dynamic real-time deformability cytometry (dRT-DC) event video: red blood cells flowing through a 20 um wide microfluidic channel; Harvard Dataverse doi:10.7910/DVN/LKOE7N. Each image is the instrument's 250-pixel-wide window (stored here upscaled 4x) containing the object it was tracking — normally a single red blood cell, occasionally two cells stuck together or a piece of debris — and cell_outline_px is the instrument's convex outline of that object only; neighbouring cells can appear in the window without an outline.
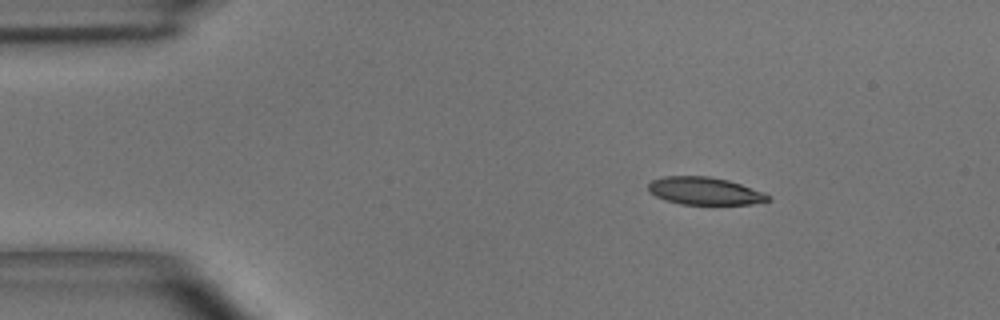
{"species": "common noctule bat (a hibernating species)", "species_latin": "Nyctalus noctula", "temperature_condition": "room temperature", "stored_images_in_passage": 3, "camera_frame_rate_fps": 3000, "um_per_image_px": 0.085, "animal": {"sex": "male", "body_mass_g": 15.6}, "frame": {"image": 1, "passage_image": 1, "time_ms": 0.0, "image_size_px": [1000, 320], "cell_outline_px": [[772, 200], [752, 204], [680, 204], [664, 200], [648, 192], [648, 184], [652, 180], [664, 176], [708, 176], [728, 180], [764, 192], [772, 196]], "centroid_in_image_um": [59.9, 16.23], "position_along_channel_um": 25.1, "area_um2": 19.36}}
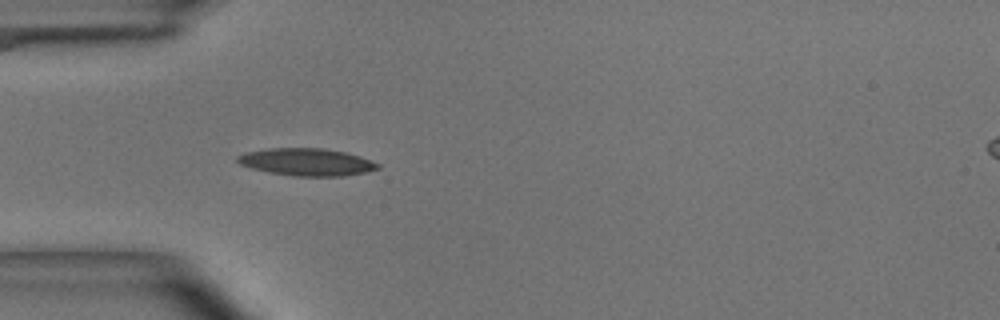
{"frame": {"image": 2, "passage_image": 3, "time_ms": 0.667, "image_size_px": [1000, 320], "cell_outline_px": [[380, 168], [364, 172], [344, 176], [292, 176], [268, 172], [252, 168], [240, 164], [236, 160], [236, 156], [244, 152], [268, 148], [324, 148], [344, 152], [360, 156], [380, 164]], "centroid_in_image_um": [26.04, 13.77], "position_along_channel_um": 59.0, "area_um2": 22.43}}